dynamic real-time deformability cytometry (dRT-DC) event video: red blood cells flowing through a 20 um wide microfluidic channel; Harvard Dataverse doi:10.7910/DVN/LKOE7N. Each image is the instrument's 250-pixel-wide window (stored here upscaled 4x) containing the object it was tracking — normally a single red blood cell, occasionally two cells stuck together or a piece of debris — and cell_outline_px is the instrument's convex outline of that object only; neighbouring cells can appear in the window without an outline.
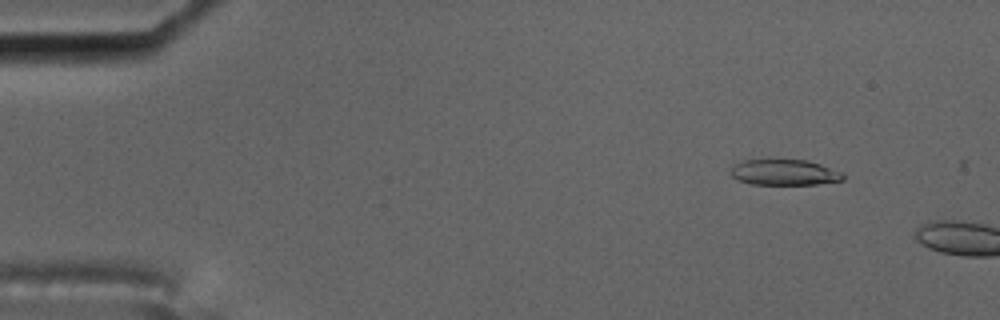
{"species": "common noctule bat (a hibernating species)", "species_latin": "Nyctalus noctula", "temperature_condition": "cold", "stored_images_in_passage": 8, "camera_frame_rate_fps": 3000, "um_per_image_px": 0.085, "animal": {"sex": "male", "body_mass_g": 17.5, "forearm_length_mm": 52.3}, "frame": {"image": 1, "passage_image": 5, "time_ms": 1.333, "image_size_px": [1000, 320], "cell_outline_px": [[844, 180], [816, 184], [752, 184], [736, 180], [728, 172], [736, 164], [744, 160], [768, 156], [804, 160], [820, 164], [844, 172]], "centroid_in_image_um": [66.62, 14.6], "position_along_channel_um": 18.4, "area_um2": 17.69}}